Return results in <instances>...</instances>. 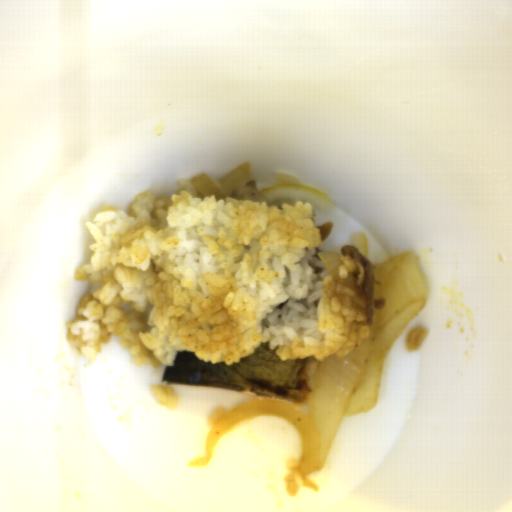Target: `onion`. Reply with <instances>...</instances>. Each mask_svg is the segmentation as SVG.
Here are the masks:
<instances>
[{
    "instance_id": "3",
    "label": "onion",
    "mask_w": 512,
    "mask_h": 512,
    "mask_svg": "<svg viewBox=\"0 0 512 512\" xmlns=\"http://www.w3.org/2000/svg\"><path fill=\"white\" fill-rule=\"evenodd\" d=\"M318 257L332 278L346 287L356 291L357 282L354 273L349 272L348 277L342 279L339 274L340 267L344 264L337 251L318 252Z\"/></svg>"
},
{
    "instance_id": "2",
    "label": "onion",
    "mask_w": 512,
    "mask_h": 512,
    "mask_svg": "<svg viewBox=\"0 0 512 512\" xmlns=\"http://www.w3.org/2000/svg\"><path fill=\"white\" fill-rule=\"evenodd\" d=\"M251 174L250 163L244 162L221 177L219 181H213L207 173H202L191 178V183L199 198L203 200L205 197L215 195L218 201L230 197L236 188L250 181Z\"/></svg>"
},
{
    "instance_id": "1",
    "label": "onion",
    "mask_w": 512,
    "mask_h": 512,
    "mask_svg": "<svg viewBox=\"0 0 512 512\" xmlns=\"http://www.w3.org/2000/svg\"><path fill=\"white\" fill-rule=\"evenodd\" d=\"M374 298L386 303L384 309L375 308L367 338L343 357L335 353L321 360L307 413L278 400L240 403L208 430L205 456L195 457L189 467L207 465L220 438L246 421L281 417L295 425L302 440L298 469L304 487L320 491L308 476L326 464L342 417L367 413L377 405L385 357L426 305L416 253L404 251L375 266Z\"/></svg>"
},
{
    "instance_id": "4",
    "label": "onion",
    "mask_w": 512,
    "mask_h": 512,
    "mask_svg": "<svg viewBox=\"0 0 512 512\" xmlns=\"http://www.w3.org/2000/svg\"><path fill=\"white\" fill-rule=\"evenodd\" d=\"M349 240L360 252L369 259V245L367 233L351 232Z\"/></svg>"
}]
</instances>
